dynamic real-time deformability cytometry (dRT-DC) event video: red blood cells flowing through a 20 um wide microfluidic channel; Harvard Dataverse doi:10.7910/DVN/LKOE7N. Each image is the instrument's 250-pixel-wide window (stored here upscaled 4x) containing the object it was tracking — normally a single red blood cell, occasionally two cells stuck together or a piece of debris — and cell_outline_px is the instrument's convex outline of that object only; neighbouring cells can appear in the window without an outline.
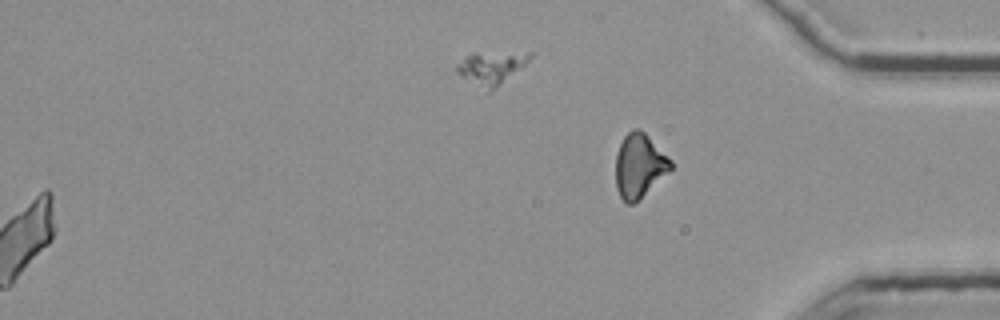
{"species": "common noctule bat (a hibernating species)", "species_latin": "Nyctalus noctula", "temperature_condition": "room temperature", "stored_images_in_passage": 54, "segment_of_instrument_passage": [2, 2], "camera_frame_rate_fps": 3000, "um_per_image_px": 0.085, "animal": {"sex": "female", "body_mass_g": 25.1}, "frame": {"image": 1, "passage_image": 54, "time_ms": 17.667, "image_size_px": [1000, 320], "cell_outline_px": [[672, 168], [668, 172], [632, 204], [628, 204], [620, 196], [616, 188], [616, 152], [624, 136], [632, 128], [640, 128], [672, 160]], "centroid_in_image_um": [54.32, 14.04], "position_along_channel_um": 380.9, "area_um2": 20.17}}